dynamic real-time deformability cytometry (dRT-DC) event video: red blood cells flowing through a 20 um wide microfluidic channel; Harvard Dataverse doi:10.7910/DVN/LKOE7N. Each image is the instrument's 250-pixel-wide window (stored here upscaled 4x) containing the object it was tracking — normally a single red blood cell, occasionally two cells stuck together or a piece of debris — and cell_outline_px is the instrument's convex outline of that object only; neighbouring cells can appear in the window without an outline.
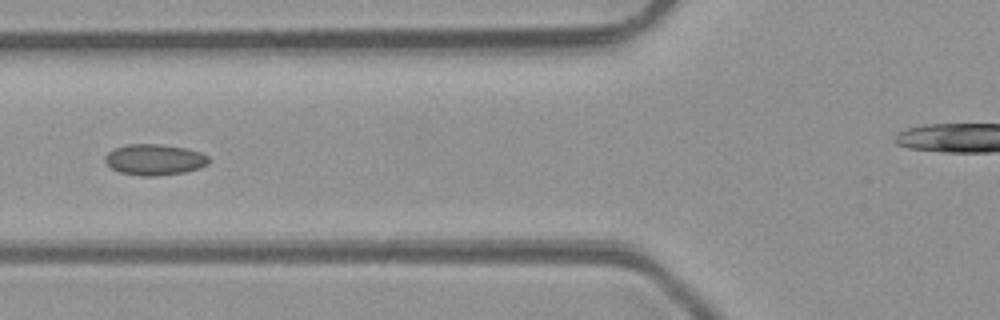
{"species": "common noctule bat (a hibernating species)", "species_latin": "Nyctalus noctula", "temperature_condition": "room temperature", "stored_images_in_passage": 7, "camera_frame_rate_fps": 3000, "um_per_image_px": 0.085, "animal": {"sex": "male", "body_mass_g": 23.1, "forearm_length_mm": 52.7}, "frame": {"image": 1, "passage_image": 7, "time_ms": 7.667, "image_size_px": [1000, 320], "cell_outline_px": [[208, 164], [200, 168], [184, 172], [160, 176], [140, 176], [120, 172], [112, 168], [104, 160], [104, 156], [108, 152], [116, 148], [128, 144], [160, 144], [184, 148], [200, 152], [208, 156]], "centroid_in_image_um": [13.13, 13.58], "position_along_channel_um": 112.7, "area_um2": 18.67}}